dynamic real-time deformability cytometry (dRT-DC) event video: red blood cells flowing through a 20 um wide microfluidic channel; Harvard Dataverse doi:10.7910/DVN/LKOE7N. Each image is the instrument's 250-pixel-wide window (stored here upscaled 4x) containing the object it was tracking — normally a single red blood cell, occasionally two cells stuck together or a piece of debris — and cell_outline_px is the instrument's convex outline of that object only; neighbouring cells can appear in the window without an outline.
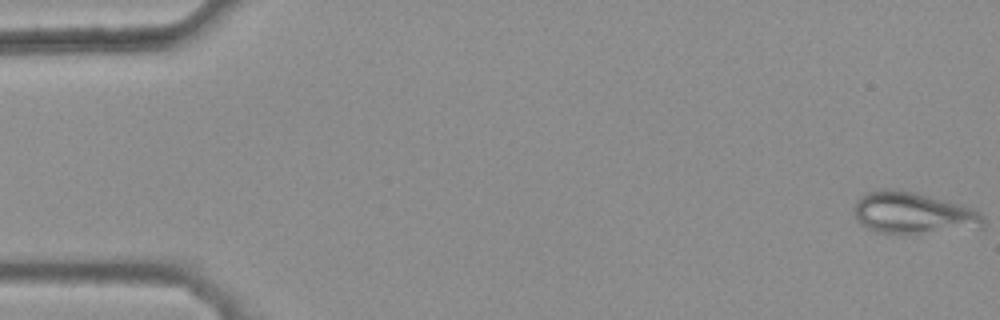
{"species": "common noctule bat (a hibernating species)", "species_latin": "Nyctalus noctula", "temperature_condition": "warm", "stored_images_in_passage": 12, "camera_frame_rate_fps": 3000, "um_per_image_px": 0.085, "animal": {"sex": "female", "body_mass_g": 25.1}, "frame": {"image": 1, "passage_image": 1, "time_ms": 0.0, "image_size_px": [1000, 320], "cell_outline_px": [[984, 228], [920, 236], [904, 236], [876, 232], [860, 224], [856, 220], [856, 200], [864, 192], [880, 188], [900, 188], [964, 204], [980, 212], [984, 216]], "centroid_in_image_um": [77.68, 18.15], "position_along_channel_um": 7.3, "area_um2": 33.35}}